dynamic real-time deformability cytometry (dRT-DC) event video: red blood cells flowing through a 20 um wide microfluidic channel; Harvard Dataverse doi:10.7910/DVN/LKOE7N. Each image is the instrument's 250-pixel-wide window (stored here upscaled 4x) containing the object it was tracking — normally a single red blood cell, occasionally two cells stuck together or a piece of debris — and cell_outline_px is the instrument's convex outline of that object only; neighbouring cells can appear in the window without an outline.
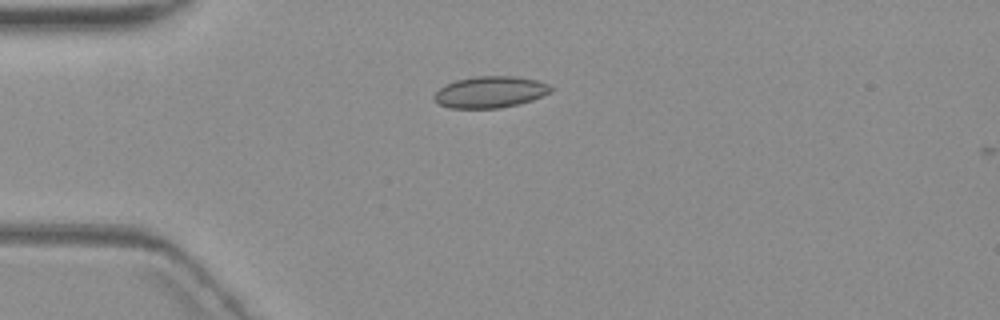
{"species": "common noctule bat (a hibernating species)", "species_latin": "Nyctalus noctula", "temperature_condition": "warm", "stored_images_in_passage": 6, "camera_frame_rate_fps": 3000, "um_per_image_px": 0.085, "animal": {"sex": "female", "body_mass_g": 19.3, "forearm_length_mm": 54.1}, "frame": {"image": 1, "passage_image": 6, "time_ms": 7.0, "image_size_px": [1000, 320], "cell_outline_px": [[552, 92], [532, 100], [500, 108], [448, 108], [440, 104], [432, 96], [444, 84], [456, 80], [476, 76], [516, 76], [536, 80], [548, 84], [552, 88]], "centroid_in_image_um": [41.66, 7.82], "position_along_channel_um": 43.3, "area_um2": 21.39}}